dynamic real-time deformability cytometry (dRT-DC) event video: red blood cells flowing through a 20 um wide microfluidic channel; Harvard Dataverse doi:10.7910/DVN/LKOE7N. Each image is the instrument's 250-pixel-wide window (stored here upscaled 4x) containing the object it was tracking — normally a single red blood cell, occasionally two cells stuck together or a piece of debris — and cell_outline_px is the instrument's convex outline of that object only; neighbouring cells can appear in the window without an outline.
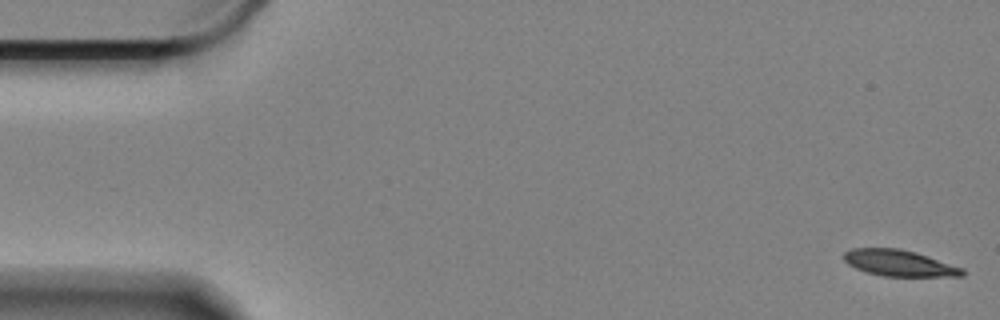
{"species": "Egyptian fruit bat (a non-hibernating species)", "species_latin": "Rousettus aegyptiacus", "temperature_condition": "cold", "stored_images_in_passage": 17, "camera_frame_rate_fps": 3000, "um_per_image_px": 0.085, "animal": {"sex": "female"}, "frame": {"image": 1, "passage_image": 1, "time_ms": 0.0, "image_size_px": [1000, 320], "cell_outline_px": [[964, 276], [884, 276], [868, 272], [856, 268], [848, 264], [844, 260], [844, 252], [852, 248], [900, 248], [916, 252], [964, 268]], "centroid_in_image_um": [76.44, 22.35], "position_along_channel_um": 8.6, "area_um2": 18.03}}
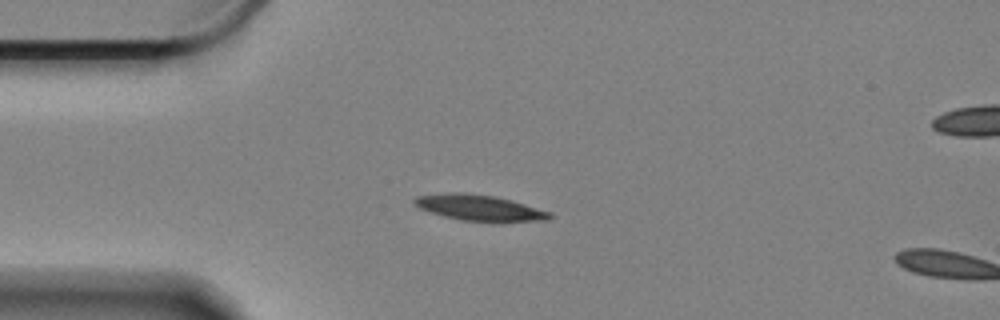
{"frame": {"image": 2, "passage_image": 14, "time_ms": 4.333, "image_size_px": [1000, 320], "cell_outline_px": [[552, 216], [548, 220], [504, 224], [492, 224], [460, 220], [428, 212], [420, 208], [412, 200], [416, 196], [492, 196], [524, 204], [552, 212]], "centroid_in_image_um": [40.95, 17.79], "position_along_channel_um": 44.1, "area_um2": 19.83}}